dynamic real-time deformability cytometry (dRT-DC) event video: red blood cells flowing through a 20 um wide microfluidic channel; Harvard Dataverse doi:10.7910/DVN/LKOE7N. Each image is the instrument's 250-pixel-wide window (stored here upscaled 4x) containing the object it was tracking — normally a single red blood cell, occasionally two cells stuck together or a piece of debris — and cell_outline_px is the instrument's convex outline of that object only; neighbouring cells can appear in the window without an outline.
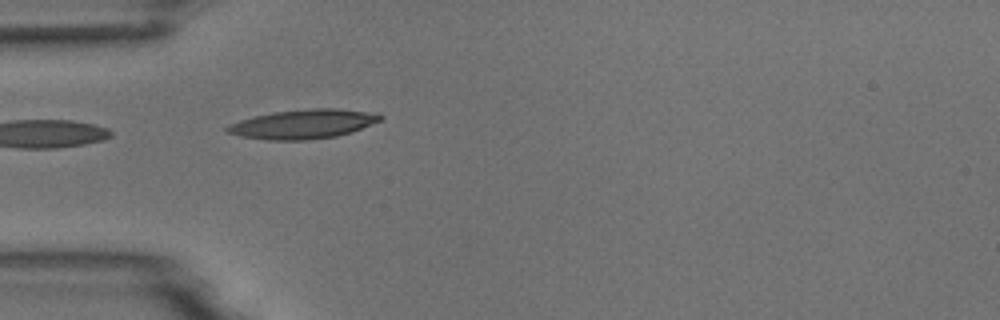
{"species": "common noctule bat (a hibernating species)", "species_latin": "Nyctalus noctula", "temperature_condition": "room temperature", "stored_images_in_passage": 5, "camera_frame_rate_fps": 3000, "um_per_image_px": 0.085, "animal": {"sex": "male", "body_mass_g": 18.8}, "frame": {"image": 1, "passage_image": 5, "time_ms": 4.667, "image_size_px": [1000, 320], "cell_outline_px": [[384, 116], [380, 120], [352, 132], [336, 136], [308, 140], [268, 140], [240, 136], [228, 132], [224, 128], [228, 124], [240, 120], [256, 116], [276, 112], [312, 108], [336, 108], [376, 112]], "centroid_in_image_um": [25.79, 10.54], "position_along_channel_um": 59.2, "area_um2": 26.01}}